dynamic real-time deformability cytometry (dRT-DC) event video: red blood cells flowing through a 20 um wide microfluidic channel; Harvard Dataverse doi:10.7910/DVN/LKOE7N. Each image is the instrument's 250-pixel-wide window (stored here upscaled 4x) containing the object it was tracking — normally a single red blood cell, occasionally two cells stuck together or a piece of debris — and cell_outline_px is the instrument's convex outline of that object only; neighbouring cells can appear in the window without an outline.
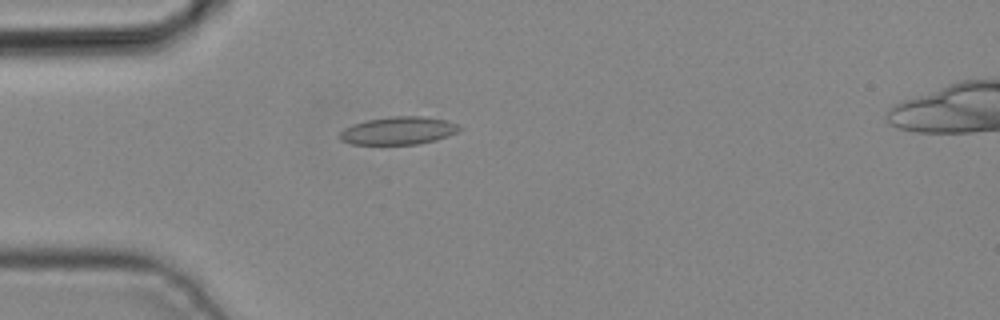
{"species": "common noctule bat (a hibernating species)", "species_latin": "Nyctalus noctula", "temperature_condition": "cold", "stored_images_in_passage": 2, "camera_frame_rate_fps": 3000, "um_per_image_px": 0.085, "animal": {"sex": "male", "body_mass_g": 19.2, "forearm_length_mm": 51.8}, "frame": {"image": 1, "passage_image": 2, "time_ms": 0.333, "image_size_px": [1000, 320], "cell_outline_px": [[464, 128], [448, 136], [436, 140], [420, 144], [352, 144], [340, 140], [340, 132], [344, 128], [352, 124], [368, 120], [392, 116], [420, 116], [448, 120]], "centroid_in_image_um": [33.88, 11.1], "position_along_channel_um": 51.1, "area_um2": 19.42}}